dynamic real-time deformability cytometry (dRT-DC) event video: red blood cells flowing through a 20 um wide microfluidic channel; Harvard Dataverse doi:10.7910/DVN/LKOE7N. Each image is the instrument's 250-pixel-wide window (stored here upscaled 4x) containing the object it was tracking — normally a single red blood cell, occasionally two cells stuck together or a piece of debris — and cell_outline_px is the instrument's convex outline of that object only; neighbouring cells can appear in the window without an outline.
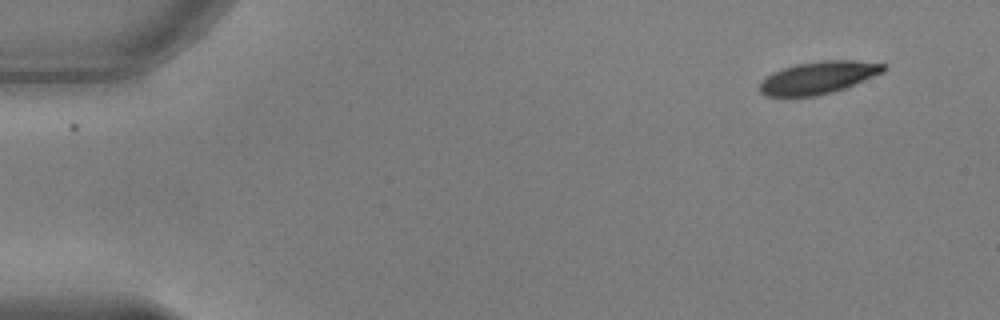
{"species": "common noctule bat (a hibernating species)", "species_latin": "Nyctalus noctula", "temperature_condition": "warm", "stored_images_in_passage": 50, "camera_frame_rate_fps": 3000, "um_per_image_px": 0.085, "animal": {"sex": "male", "body_mass_g": 17.9, "forearm_length_mm": 54.2}, "frame": {"image": 1, "passage_image": 1, "time_ms": 0.0, "image_size_px": [1000, 320], "cell_outline_px": [[888, 68], [884, 72], [848, 88], [816, 96], [764, 96], [756, 88], [760, 80], [772, 72], [796, 64], [824, 60], [852, 60], [884, 64]], "centroid_in_image_um": [69.54, 6.61], "position_along_channel_um": 15.5, "area_um2": 23.76}}
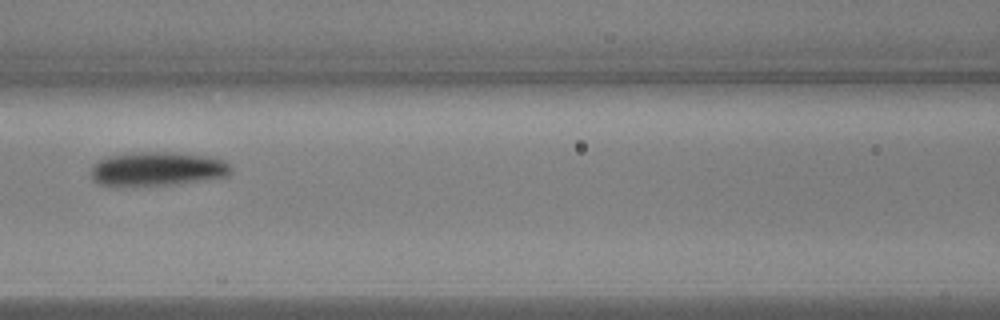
{"frame": {"image": 2, "passage_image": 21, "time_ms": 6.667, "image_size_px": [1000, 320], "cell_outline_px": [[232, 172], [228, 176], [180, 184], [116, 188], [112, 188], [100, 184], [92, 180], [92, 164], [108, 156], [132, 152], [172, 152], [216, 156], [224, 160], [232, 168]], "centroid_in_image_um": [13.37, 14.38], "position_along_channel_um": 153.2, "area_um2": 28.84}}
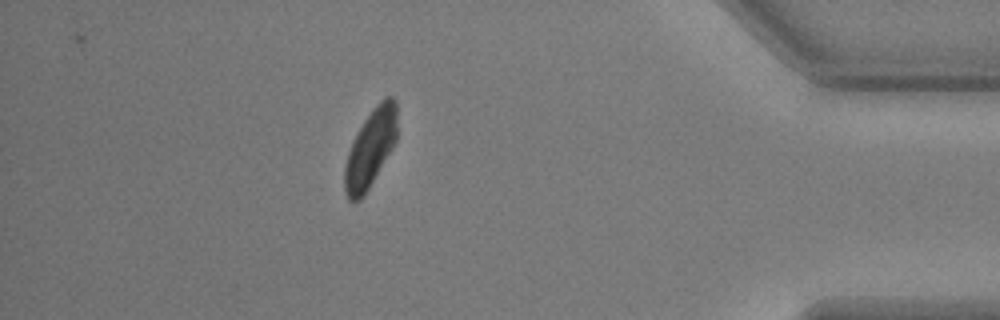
{"frame": {"image": 3, "passage_image": 44, "time_ms": 14.333, "image_size_px": [1000, 320], "cell_outline_px": [[396, 140], [392, 148], [364, 196], [360, 200], [348, 200], [344, 192], [344, 164], [352, 140], [364, 120], [372, 108], [384, 96], [392, 96], [396, 100]], "centroid_in_image_um": [31.46, 12.61], "position_along_channel_um": 403.7, "area_um2": 23.81}, "authors_computed_cell_mechanics": {"area_um2": 26.3279, "velocity_mm_per_s": 3.7941, "shape_relaxation_time_tau1_ms": 2.8355, "shape_relaxation_time_tau2_ms": 2.3428, "deformation_change_tau1": 0.1321, "deformation_change_tau2": 0.0752}}